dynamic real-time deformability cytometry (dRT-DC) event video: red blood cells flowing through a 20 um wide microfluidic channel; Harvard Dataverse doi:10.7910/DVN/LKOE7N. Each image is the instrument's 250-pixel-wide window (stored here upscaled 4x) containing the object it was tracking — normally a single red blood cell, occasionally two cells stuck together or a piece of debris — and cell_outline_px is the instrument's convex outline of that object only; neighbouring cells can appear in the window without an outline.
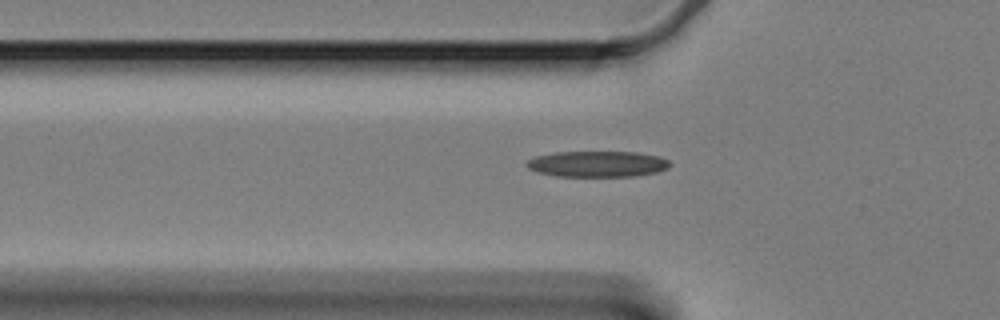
{"species": "Egyptian fruit bat (a non-hibernating species)", "species_latin": "Rousettus aegyptiacus", "temperature_condition": "cold", "stored_images_in_passage": 41, "camera_frame_rate_fps": 3000, "um_per_image_px": 0.085, "animal": {"sex": "female"}, "frame": {"image": 1, "passage_image": 5, "time_ms": 1.333, "image_size_px": [1000, 320], "cell_outline_px": [[672, 164], [668, 168], [656, 172], [636, 176], [556, 176], [536, 172], [528, 168], [524, 164], [528, 160], [536, 156], [556, 152], [636, 152], [660, 156], [668, 160]], "centroid_in_image_um": [50.78, 13.94], "position_along_channel_um": 75.0, "area_um2": 21.73}}
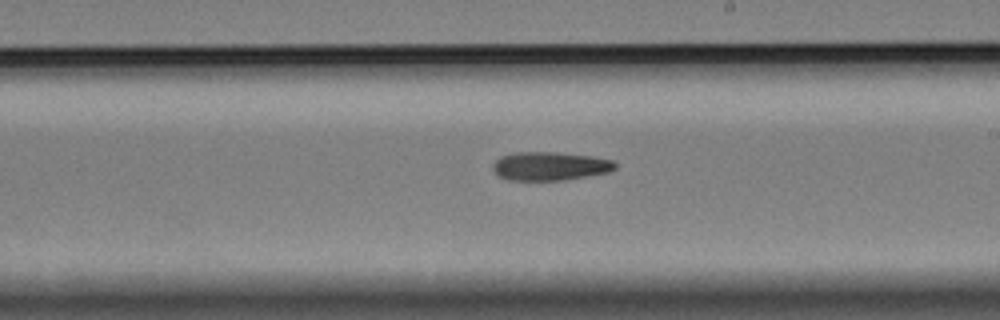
{"frame": {"image": 2, "passage_image": 20, "time_ms": 6.333, "image_size_px": [1000, 320], "cell_outline_px": [[616, 168], [608, 172], [560, 180], [508, 180], [500, 176], [492, 168], [492, 164], [500, 156], [516, 152], [556, 152], [592, 156], [616, 160]], "centroid_in_image_um": [46.75, 14.1], "position_along_channel_um": 242.3, "area_um2": 20.29}}
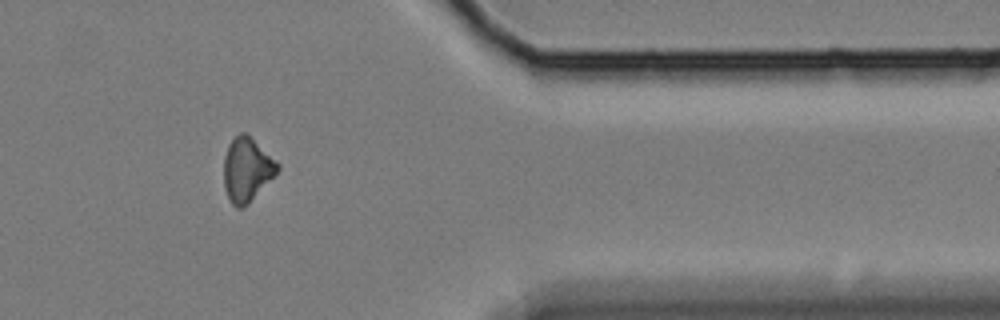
{"frame": {"image": 3, "passage_image": 35, "time_ms": 11.333, "image_size_px": [1000, 320], "cell_outline_px": [[280, 168], [248, 204], [240, 208], [236, 208], [232, 204], [224, 188], [224, 156], [228, 144], [240, 132], [244, 132], [276, 160], [280, 164]], "centroid_in_image_um": [20.96, 14.42], "position_along_channel_um": 390.4, "area_um2": 19.65}}